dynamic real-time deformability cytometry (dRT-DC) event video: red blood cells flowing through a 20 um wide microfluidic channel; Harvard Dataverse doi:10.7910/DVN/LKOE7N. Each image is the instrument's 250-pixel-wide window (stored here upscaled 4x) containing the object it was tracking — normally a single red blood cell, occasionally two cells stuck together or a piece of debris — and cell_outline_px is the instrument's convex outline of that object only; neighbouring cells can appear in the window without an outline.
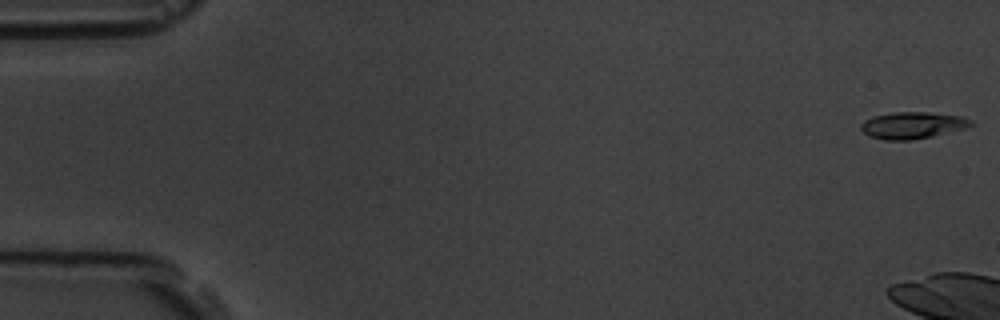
{"species": "common noctule bat (a hibernating species)", "species_latin": "Nyctalus noctula", "temperature_condition": "room temperature", "stored_images_in_passage": 8, "camera_frame_rate_fps": 3000, "um_per_image_px": 0.085, "animal": {"sex": "male", "body_mass_g": 19.5, "forearm_length_mm": 54.6}, "frame": {"image": 1, "passage_image": 1, "time_ms": 0.0, "image_size_px": [1000, 320], "cell_outline_px": [[972, 124], [964, 128], [912, 140], [884, 140], [868, 136], [860, 128], [860, 124], [864, 120], [876, 116], [892, 112], [924, 112], [964, 116], [972, 120]], "centroid_in_image_um": [77.52, 10.64], "position_along_channel_um": 7.5, "area_um2": 16.94}}